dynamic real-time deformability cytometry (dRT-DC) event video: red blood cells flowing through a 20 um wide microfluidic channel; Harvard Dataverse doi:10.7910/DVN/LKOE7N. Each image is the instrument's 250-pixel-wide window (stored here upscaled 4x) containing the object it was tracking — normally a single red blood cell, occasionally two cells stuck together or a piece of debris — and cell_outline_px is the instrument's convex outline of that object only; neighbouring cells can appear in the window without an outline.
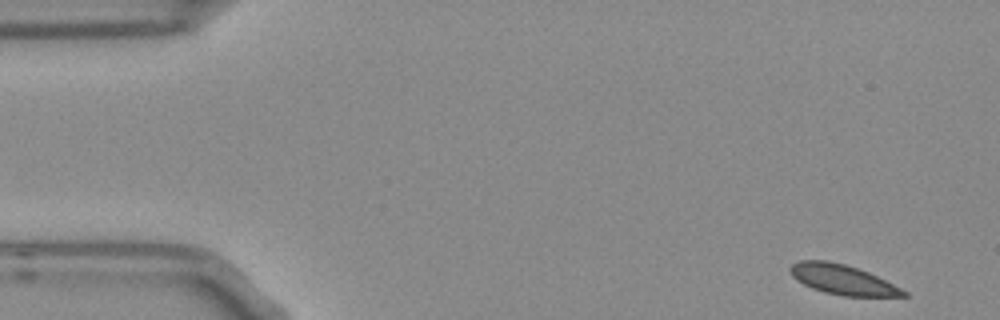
{"species": "Egyptian fruit bat (a non-hibernating species)", "species_latin": "Rousettus aegyptiacus", "temperature_condition": "room temperature", "stored_images_in_passage": 14, "camera_frame_rate_fps": 3000, "um_per_image_px": 0.085, "frame": {"image": 1, "passage_image": 1, "time_ms": 0.0, "image_size_px": [1000, 320], "cell_outline_px": [[908, 296], [844, 296], [824, 292], [812, 288], [796, 280], [792, 276], [788, 268], [792, 264], [800, 260], [828, 260], [844, 264], [868, 272], [908, 292]], "centroid_in_image_um": [71.57, 23.76], "position_along_channel_um": 13.4, "area_um2": 19.54}}
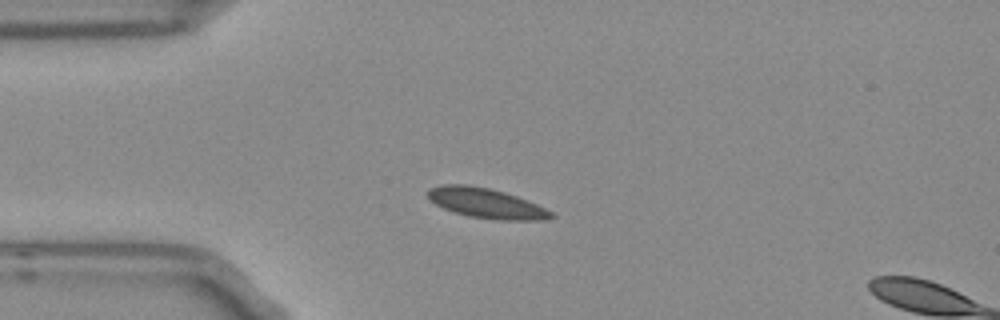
{"frame": {"image": 2, "passage_image": 11, "time_ms": 3.333, "image_size_px": [1000, 320], "cell_outline_px": [[556, 216], [544, 220], [496, 220], [468, 216], [444, 208], [436, 204], [428, 196], [428, 188], [440, 184], [468, 184], [488, 188], [504, 192], [516, 196], [536, 204], [552, 212]], "centroid_in_image_um": [41.32, 17.27], "position_along_channel_um": 43.7, "area_um2": 21.39}}